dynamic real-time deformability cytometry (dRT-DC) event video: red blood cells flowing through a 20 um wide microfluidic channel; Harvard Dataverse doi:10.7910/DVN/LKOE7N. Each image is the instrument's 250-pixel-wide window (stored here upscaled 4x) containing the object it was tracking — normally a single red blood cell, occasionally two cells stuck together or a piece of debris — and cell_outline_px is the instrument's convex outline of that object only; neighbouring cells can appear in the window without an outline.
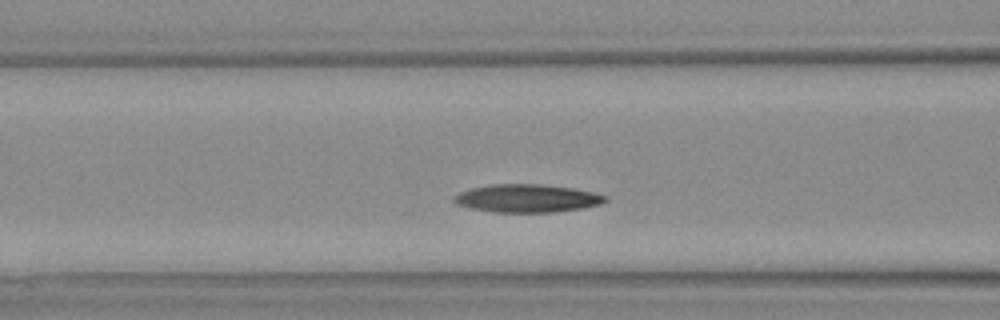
{"species": "Egyptian fruit bat (a non-hibernating species)", "species_latin": "Rousettus aegyptiacus", "temperature_condition": "warm", "stored_images_in_passage": 27, "camera_frame_rate_fps": 3000, "um_per_image_px": 0.085, "animal": {"sex": "female"}, "frame": {"image": 1, "passage_image": 5, "time_ms": 1.333, "image_size_px": [1000, 320], "cell_outline_px": [[608, 200], [600, 204], [584, 208], [552, 212], [492, 212], [472, 208], [456, 204], [452, 200], [452, 196], [468, 188], [492, 184], [540, 184], [572, 188], [592, 192], [608, 196]], "centroid_in_image_um": [44.77, 16.85], "position_along_channel_um": 121.8, "area_um2": 24.8}}